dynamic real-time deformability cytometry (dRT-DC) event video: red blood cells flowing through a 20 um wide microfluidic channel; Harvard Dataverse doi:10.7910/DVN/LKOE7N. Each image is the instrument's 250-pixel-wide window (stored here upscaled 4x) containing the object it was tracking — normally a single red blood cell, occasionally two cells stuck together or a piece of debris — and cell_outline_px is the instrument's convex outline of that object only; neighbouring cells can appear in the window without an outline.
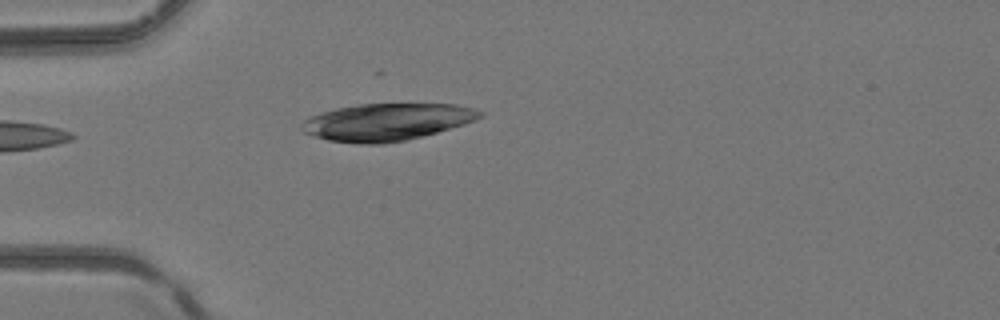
{"species": "common noctule bat (a hibernating species)", "species_latin": "Nyctalus noctula", "temperature_condition": "room temperature", "stored_images_in_passage": 3, "camera_frame_rate_fps": 3000, "um_per_image_px": 0.085, "animal": {"sex": "female", "body_mass_g": 24.6, "forearm_length_mm": 56.2}, "frame": {"image": 1, "passage_image": 3, "time_ms": 0.667, "image_size_px": [1000, 320], "cell_outline_px": [[484, 116], [476, 120], [464, 124], [436, 132], [404, 140], [384, 144], [360, 144], [328, 140], [304, 132], [300, 128], [300, 124], [304, 120], [312, 116], [336, 108], [360, 104], [456, 104], [472, 108], [484, 112]], "centroid_in_image_um": [32.89, 10.37], "position_along_channel_um": 52.1, "area_um2": 38.32}}